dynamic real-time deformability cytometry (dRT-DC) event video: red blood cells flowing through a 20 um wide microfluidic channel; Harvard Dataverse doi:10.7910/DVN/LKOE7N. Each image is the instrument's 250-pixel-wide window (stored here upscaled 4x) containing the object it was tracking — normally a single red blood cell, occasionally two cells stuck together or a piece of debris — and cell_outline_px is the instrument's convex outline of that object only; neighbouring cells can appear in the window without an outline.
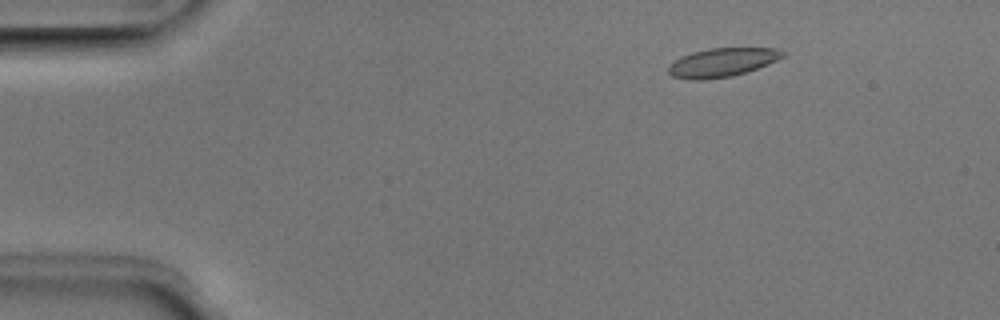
{"species": "Egyptian fruit bat (a non-hibernating species)", "species_latin": "Rousettus aegyptiacus", "temperature_condition": "room temperature", "stored_images_in_passage": 52, "camera_frame_rate_fps": 3000, "um_per_image_px": 0.085, "animal": {"sex": "male"}, "frame": {"image": 1, "passage_image": 8, "time_ms": 2.333, "image_size_px": [1000, 320], "cell_outline_px": [[784, 56], [768, 64], [732, 76], [704, 80], [688, 80], [672, 76], [668, 72], [668, 68], [680, 56], [692, 52], [708, 48], [776, 48], [784, 52]], "centroid_in_image_um": [61.35, 5.31], "position_along_channel_um": 23.7, "area_um2": 19.02}}
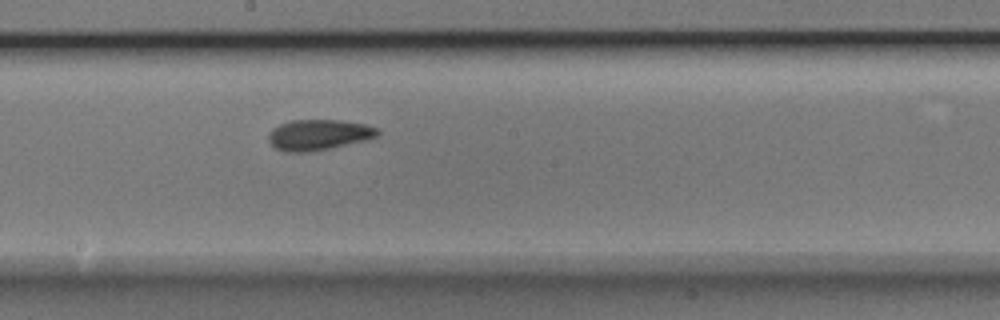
{"frame": {"image": 2, "passage_image": 29, "time_ms": 9.333, "image_size_px": [1000, 320], "cell_outline_px": [[380, 132], [376, 136], [364, 140], [332, 148], [308, 152], [284, 152], [276, 148], [268, 140], [268, 132], [272, 128], [280, 124], [292, 120], [340, 120], [364, 124], [376, 128]], "centroid_in_image_um": [27.03, 11.46], "position_along_channel_um": 221.2, "area_um2": 19.42}}
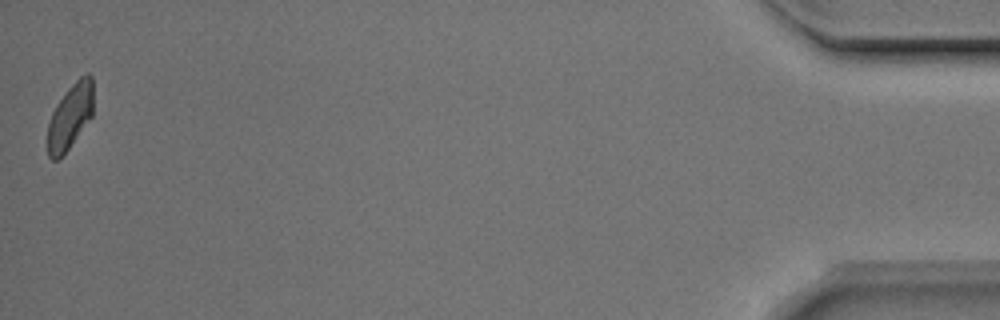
{"frame": {"image": 3, "passage_image": 52, "time_ms": 17.0, "image_size_px": [1000, 320], "cell_outline_px": [[92, 116], [68, 148], [56, 160], [52, 160], [48, 156], [48, 124], [52, 112], [56, 104], [68, 88], [80, 76], [88, 72], [92, 76]], "centroid_in_image_um": [5.96, 9.86], "position_along_channel_um": 429.2, "area_um2": 17.05}, "authors_computed_cell_mechanics": {"area_um2": 18.8428, "velocity_mm_per_s": 3.9324, "shape_relaxation_time_tau1_ms": 7.5509, "shape_relaxation_time_tau2_ms": 2.2642, "deformation_change_tau1": 0.1816, "deformation_change_tau2": 0.0756}}